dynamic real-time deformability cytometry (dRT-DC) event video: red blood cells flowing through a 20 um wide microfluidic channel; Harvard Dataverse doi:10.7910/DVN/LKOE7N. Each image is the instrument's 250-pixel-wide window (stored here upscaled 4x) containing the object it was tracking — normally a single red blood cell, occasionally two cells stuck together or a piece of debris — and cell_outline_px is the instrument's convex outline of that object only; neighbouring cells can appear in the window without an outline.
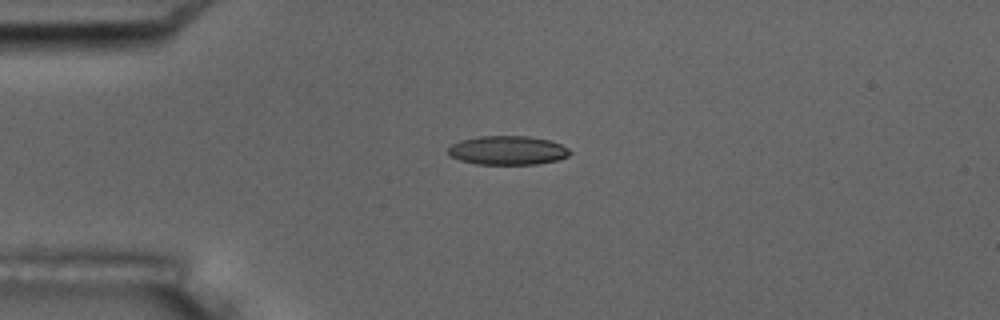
{"species": "common noctule bat (a hibernating species)", "species_latin": "Nyctalus noctula", "temperature_condition": "room temperature", "stored_images_in_passage": 4, "camera_frame_rate_fps": 3000, "um_per_image_px": 0.085, "animal": {"sex": "male", "body_mass_g": 17.5, "forearm_length_mm": 52.3}, "frame": {"image": 1, "passage_image": 4, "time_ms": 5.0, "image_size_px": [1000, 320], "cell_outline_px": [[572, 152], [568, 156], [556, 160], [536, 164], [476, 164], [460, 160], [448, 156], [448, 148], [452, 144], [460, 140], [480, 136], [528, 136], [548, 140], [560, 144], [568, 148]], "centroid_in_image_um": [43.12, 12.78], "position_along_channel_um": 41.9, "area_um2": 20.52}}